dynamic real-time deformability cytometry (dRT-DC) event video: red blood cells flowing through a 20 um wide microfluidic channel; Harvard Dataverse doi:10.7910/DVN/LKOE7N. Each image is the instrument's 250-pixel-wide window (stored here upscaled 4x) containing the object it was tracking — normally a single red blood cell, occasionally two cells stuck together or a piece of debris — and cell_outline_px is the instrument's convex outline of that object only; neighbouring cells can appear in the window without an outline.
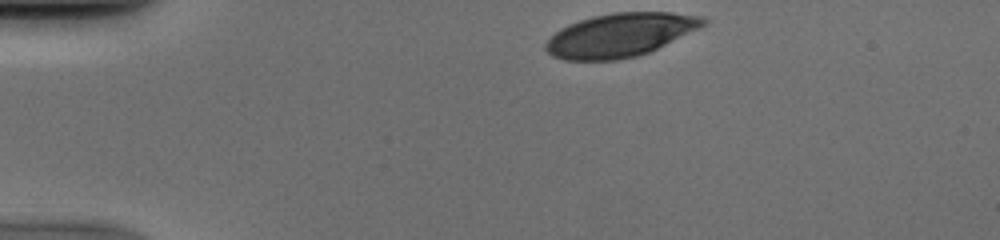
{"species": "human", "species_latin": "Homo sapiens", "temperature_condition": "cold", "stored_images_in_passage": 35, "camera_frame_rate_fps": 3000, "um_per_image_px": 0.085, "donor": {"sex": "male"}, "frame": {"image": 1, "passage_image": 1, "time_ms": 0.0, "image_size_px": [1000, 240], "cell_outline_px": [[708, 20], [700, 28], [648, 52], [636, 56], [616, 60], [564, 60], [552, 56], [544, 48], [544, 44], [560, 28], [568, 24], [592, 16], [612, 12], [672, 12], [704, 16]], "centroid_in_image_um": [52.71, 2.96], "position_along_channel_um": 32.3, "area_um2": 39.94}}
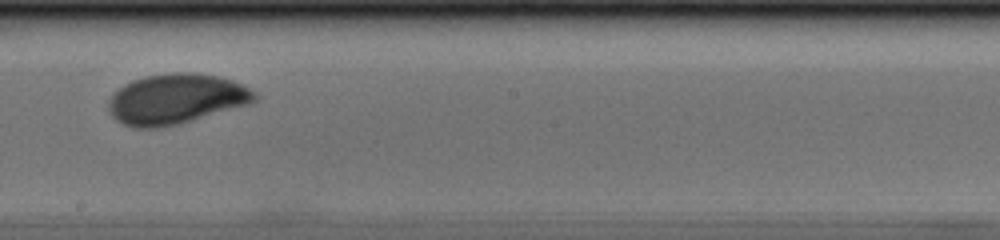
{"frame": {"image": 2, "passage_image": 21, "time_ms": 6.667, "image_size_px": [1000, 240], "cell_outline_px": [[256, 100], [248, 104], [180, 124], [156, 128], [136, 128], [124, 124], [116, 120], [112, 116], [108, 108], [108, 100], [124, 84], [132, 80], [144, 76], [172, 72], [192, 72], [216, 76], [232, 80], [256, 92]], "centroid_in_image_um": [14.94, 8.41], "position_along_channel_um": 233.3, "area_um2": 42.6}}
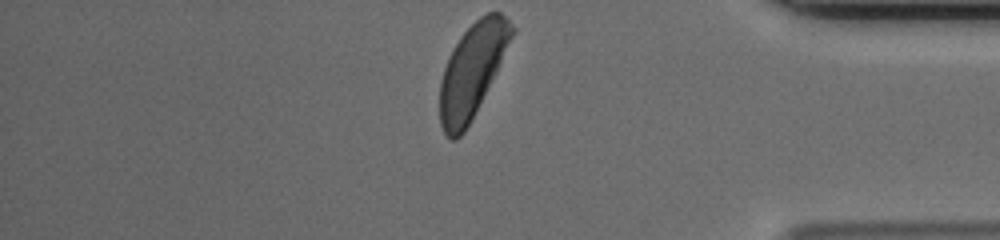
{"frame": {"image": 3, "passage_image": 35, "time_ms": 11.333, "image_size_px": [1000, 240], "cell_outline_px": [[516, 28], [496, 72], [464, 132], [456, 140], [452, 140], [444, 132], [440, 124], [440, 80], [448, 56], [452, 48], [460, 36], [480, 16], [488, 12], [500, 12]], "centroid_in_image_um": [40.11, 5.98], "position_along_channel_um": 395.1, "area_um2": 38.49}}